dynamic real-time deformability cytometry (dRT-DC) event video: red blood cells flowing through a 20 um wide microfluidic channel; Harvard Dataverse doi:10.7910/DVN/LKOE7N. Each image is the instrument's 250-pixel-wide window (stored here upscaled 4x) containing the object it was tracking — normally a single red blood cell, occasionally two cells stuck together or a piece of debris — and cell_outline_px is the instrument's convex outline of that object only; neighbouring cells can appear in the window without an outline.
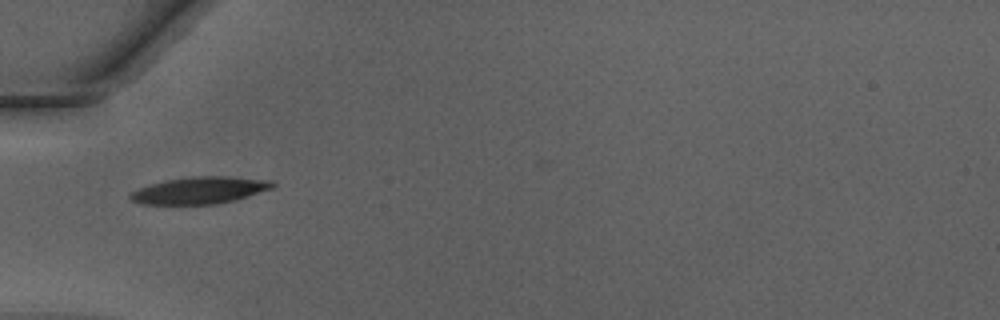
{"species": "Egyptian fruit bat (a non-hibernating species)", "species_latin": "Rousettus aegyptiacus", "temperature_condition": "warm", "stored_images_in_passage": 27, "camera_frame_rate_fps": 3000, "um_per_image_px": 0.085, "animal": {"sex": "male"}, "frame": {"image": 1, "passage_image": 1, "time_ms": 0.0, "image_size_px": [1000, 320], "cell_outline_px": [[276, 184], [272, 188], [236, 200], [216, 204], [140, 204], [132, 200], [128, 196], [132, 192], [140, 188], [164, 180], [192, 176], [228, 176], [272, 180]], "centroid_in_image_um": [17.01, 16.17], "position_along_channel_um": 68.0, "area_um2": 22.31}}
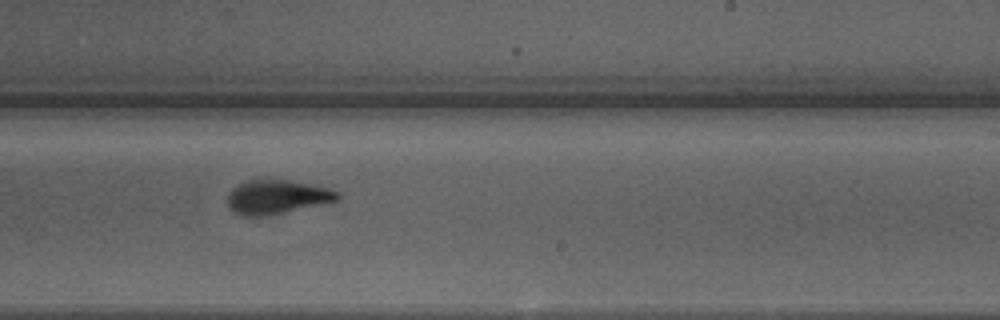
{"frame": {"image": 2, "passage_image": 15, "time_ms": 4.667, "image_size_px": [1000, 320], "cell_outline_px": [[340, 200], [268, 216], [240, 216], [232, 212], [228, 208], [228, 192], [236, 184], [248, 180], [288, 180], [328, 188], [340, 192]], "centroid_in_image_um": [23.5, 16.76], "position_along_channel_um": 265.5, "area_um2": 22.02}}
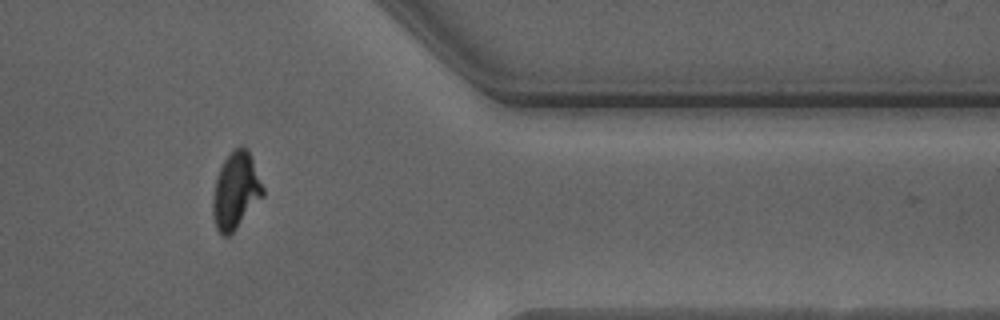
{"frame": {"image": 3, "passage_image": 25, "time_ms": 8.0, "image_size_px": [1000, 320], "cell_outline_px": [[264, 196], [236, 228], [228, 236], [220, 236], [216, 228], [212, 216], [212, 196], [216, 180], [220, 168], [224, 160], [240, 144], [248, 148], [264, 188]], "centroid_in_image_um": [20.03, 16.23], "position_along_channel_um": 391.4, "area_um2": 22.43}}